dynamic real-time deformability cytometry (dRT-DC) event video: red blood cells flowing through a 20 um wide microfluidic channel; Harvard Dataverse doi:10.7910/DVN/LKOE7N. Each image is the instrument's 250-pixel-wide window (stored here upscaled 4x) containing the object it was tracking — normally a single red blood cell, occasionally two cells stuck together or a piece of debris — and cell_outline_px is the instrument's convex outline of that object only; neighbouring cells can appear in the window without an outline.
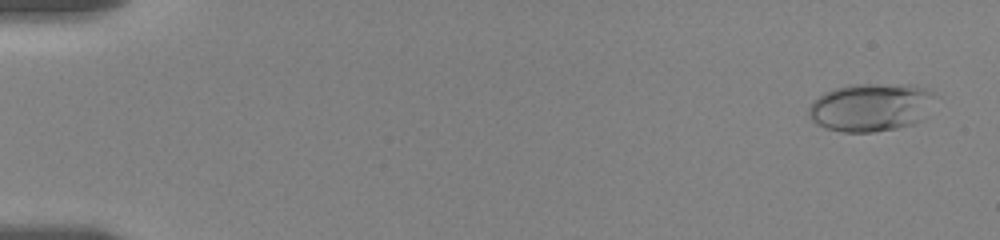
{"species": "human", "species_latin": "Homo sapiens", "temperature_condition": "room temperature", "stored_images_in_passage": 16, "camera_frame_rate_fps": 3000, "um_per_image_px": 0.085, "donor": {"sex": "female"}, "frame": {"image": 1, "passage_image": 2, "time_ms": 0.667, "image_size_px": [1000, 240], "cell_outline_px": [[940, 96], [924, 120], [912, 124], [896, 128], [872, 132], [844, 132], [824, 128], [816, 124], [808, 116], [808, 108], [824, 92], [832, 88], [852, 84], [912, 84], [928, 88], [936, 92]], "centroid_in_image_um": [74.13, 9.1], "position_along_channel_um": 10.9, "area_um2": 36.41}}
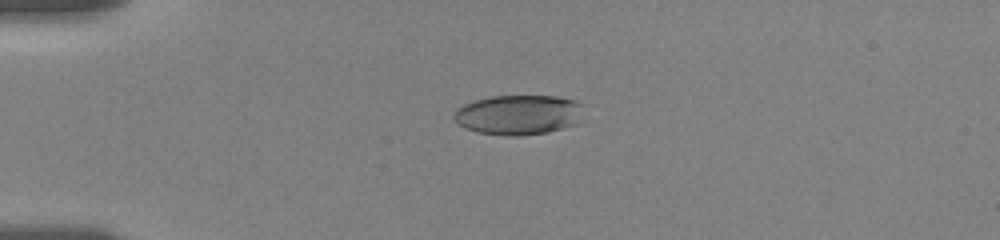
{"frame": {"image": 2, "passage_image": 11, "time_ms": 4.667, "image_size_px": [1000, 240], "cell_outline_px": [[580, 104], [576, 124], [564, 128], [548, 132], [520, 136], [508, 136], [476, 132], [464, 128], [452, 116], [452, 112], [456, 108], [472, 100], [492, 96], [556, 96], [576, 100]], "centroid_in_image_um": [43.98, 9.76], "position_along_channel_um": 41.0, "area_um2": 30.11}}
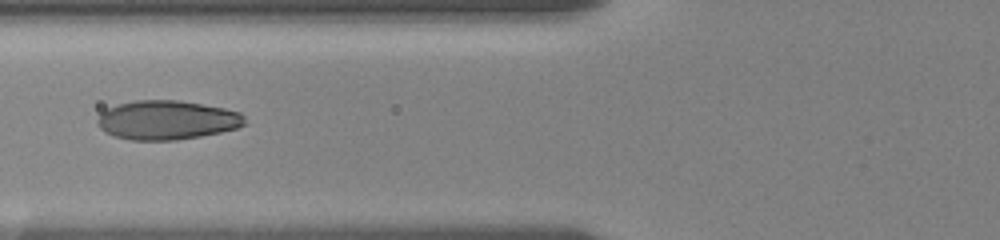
{"frame": {"image": 3, "passage_image": 15, "time_ms": 7.667, "image_size_px": [1000, 240], "cell_outline_px": [[244, 124], [236, 128], [220, 132], [200, 136], [176, 140], [132, 140], [116, 136], [104, 132], [100, 128], [96, 120], [100, 112], [116, 104], [136, 100], [176, 100], [224, 108], [240, 112], [244, 116]], "centroid_in_image_um": [14.14, 10.2], "position_along_channel_um": 111.7, "area_um2": 33.47}}